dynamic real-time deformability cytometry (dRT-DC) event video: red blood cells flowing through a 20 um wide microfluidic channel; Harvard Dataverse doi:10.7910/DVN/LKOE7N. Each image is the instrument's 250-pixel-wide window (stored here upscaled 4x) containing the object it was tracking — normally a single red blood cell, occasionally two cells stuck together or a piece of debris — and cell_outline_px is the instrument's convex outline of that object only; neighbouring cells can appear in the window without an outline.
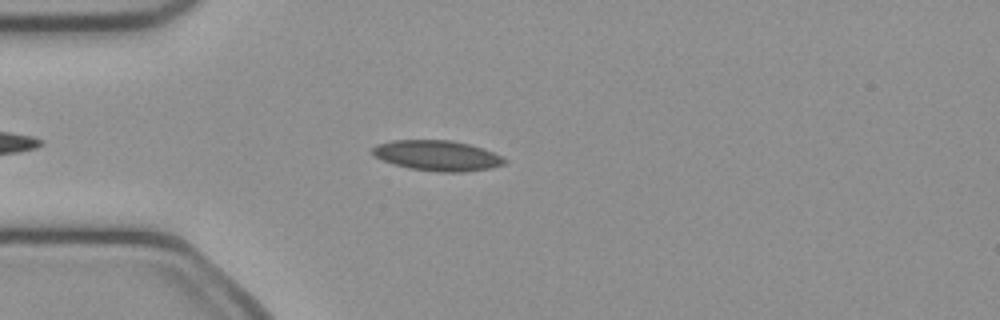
{"species": "common noctule bat (a hibernating species)", "species_latin": "Nyctalus noctula", "temperature_condition": "cold", "stored_images_in_passage": 36, "camera_frame_rate_fps": 3000, "um_per_image_px": 0.085, "animal": {"sex": "female", "body_mass_g": 21.9}, "frame": {"image": 1, "passage_image": 2, "time_ms": 0.333, "image_size_px": [1000, 320], "cell_outline_px": [[508, 160], [504, 164], [492, 168], [464, 172], [440, 172], [408, 168], [384, 160], [376, 156], [372, 152], [372, 148], [376, 144], [392, 140], [452, 140], [484, 148], [504, 156]], "centroid_in_image_um": [37.23, 13.22], "position_along_channel_um": 47.8, "area_um2": 23.47}}
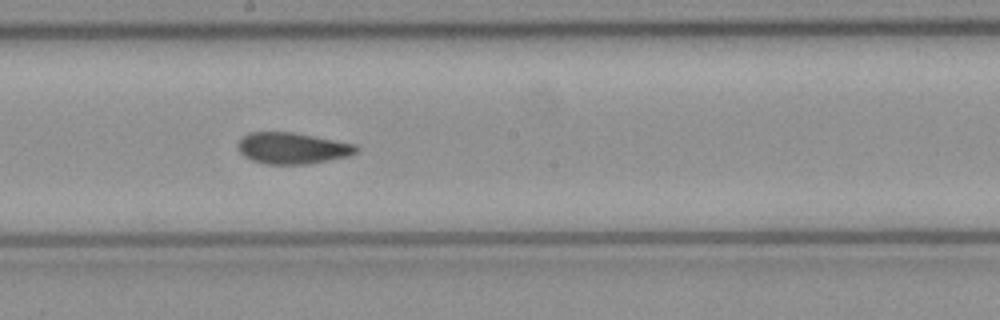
{"frame": {"image": 2, "passage_image": 16, "time_ms": 5.0, "image_size_px": [1000, 320], "cell_outline_px": [[360, 148], [356, 152], [348, 156], [308, 164], [264, 164], [252, 160], [244, 156], [236, 148], [240, 136], [248, 132], [292, 132], [356, 144]], "centroid_in_image_um": [24.8, 12.59], "position_along_channel_um": 223.4, "area_um2": 21.73}}
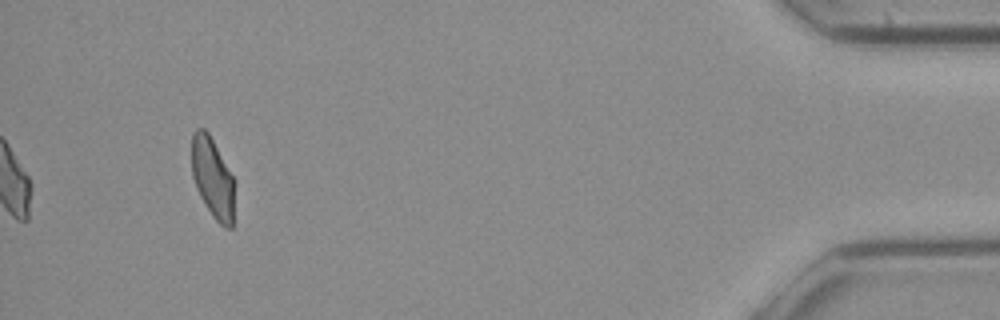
{"frame": {"image": 3, "passage_image": 36, "time_ms": 11.667, "image_size_px": [1000, 320], "cell_outline_px": [[232, 228], [224, 228], [212, 216], [200, 196], [196, 188], [192, 176], [192, 132], [196, 128], [204, 128], [208, 132], [232, 176]], "centroid_in_image_um": [18.02, 15.1], "position_along_channel_um": 417.2, "area_um2": 19.48}, "authors_computed_cell_mechanics": {"area_um2": 21.7039, "velocity_mm_per_s": 4.0366, "shape_relaxation_time_tau1_ms": 8.6593, "shape_relaxation_time_tau2_ms": 1.7642, "deformation_change_tau1": 0.1536, "deformation_change_tau2": 0.0815}}